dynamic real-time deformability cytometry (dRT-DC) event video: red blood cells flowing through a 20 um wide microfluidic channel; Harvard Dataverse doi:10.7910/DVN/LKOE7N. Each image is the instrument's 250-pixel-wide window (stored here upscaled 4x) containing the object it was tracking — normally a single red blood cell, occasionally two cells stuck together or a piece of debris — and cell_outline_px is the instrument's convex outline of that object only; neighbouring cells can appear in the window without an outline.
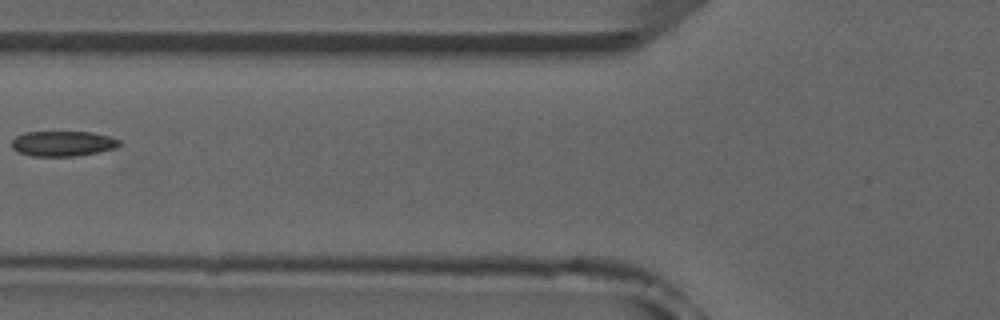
{"species": "common noctule bat (a hibernating species)", "species_latin": "Nyctalus noctula", "temperature_condition": "room temperature", "stored_images_in_passage": 3, "camera_frame_rate_fps": 3000, "um_per_image_px": 0.085, "animal": {"sex": "male", "forearm_length_mm": 52.5}, "frame": {"image": 1, "passage_image": 3, "time_ms": 2.333, "image_size_px": [1000, 320], "cell_outline_px": [[120, 144], [116, 148], [100, 152], [76, 156], [32, 156], [20, 152], [12, 148], [12, 140], [16, 136], [24, 132], [92, 132], [108, 136], [120, 140]], "centroid_in_image_um": [5.35, 12.2], "position_along_channel_um": 120.4, "area_um2": 15.84}}